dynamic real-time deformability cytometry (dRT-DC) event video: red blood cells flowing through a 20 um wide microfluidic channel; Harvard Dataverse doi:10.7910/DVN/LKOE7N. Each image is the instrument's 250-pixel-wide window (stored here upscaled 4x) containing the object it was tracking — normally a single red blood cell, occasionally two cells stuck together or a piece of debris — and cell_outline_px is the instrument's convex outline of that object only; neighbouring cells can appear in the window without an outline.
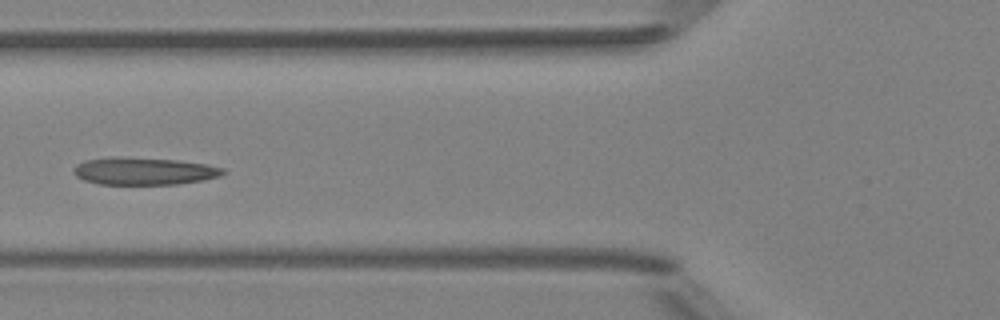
{"species": "Egyptian fruit bat (a non-hibernating species)", "species_latin": "Rousettus aegyptiacus", "temperature_condition": "room temperature", "stored_images_in_passage": 5, "camera_frame_rate_fps": 3000, "um_per_image_px": 0.085, "animal": {"sex": "female"}, "frame": {"image": 1, "passage_image": 5, "time_ms": 4.333, "image_size_px": [1000, 320], "cell_outline_px": [[228, 172], [220, 176], [204, 180], [176, 184], [100, 184], [84, 180], [76, 176], [72, 172], [72, 168], [76, 164], [84, 160], [116, 156], [180, 160], [208, 164], [224, 168]], "centroid_in_image_um": [12.25, 14.53], "position_along_channel_um": 113.6, "area_um2": 24.22}}